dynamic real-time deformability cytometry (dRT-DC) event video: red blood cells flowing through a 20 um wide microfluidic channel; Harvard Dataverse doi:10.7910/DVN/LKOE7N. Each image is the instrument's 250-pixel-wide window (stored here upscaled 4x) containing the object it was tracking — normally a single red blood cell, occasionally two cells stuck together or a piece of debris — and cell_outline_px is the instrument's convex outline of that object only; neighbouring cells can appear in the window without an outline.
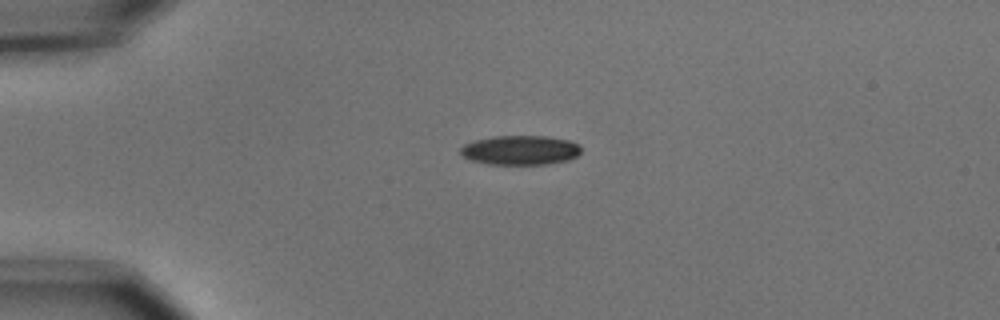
{"species": "common noctule bat (a hibernating species)", "species_latin": "Nyctalus noctula", "temperature_condition": "cold", "stored_images_in_passage": 42, "camera_frame_rate_fps": 3000, "um_per_image_px": 0.085, "animal": {"sex": "male", "body_mass_g": 15.6}, "frame": {"image": 1, "passage_image": 1, "time_ms": 0.0, "image_size_px": [1000, 320], "cell_outline_px": [[580, 152], [576, 156], [568, 160], [548, 164], [488, 164], [472, 160], [464, 156], [460, 152], [460, 148], [464, 144], [476, 140], [496, 136], [548, 136], [568, 140], [580, 144]], "centroid_in_image_um": [44.25, 12.76], "position_along_channel_um": 40.8, "area_um2": 20.58}}
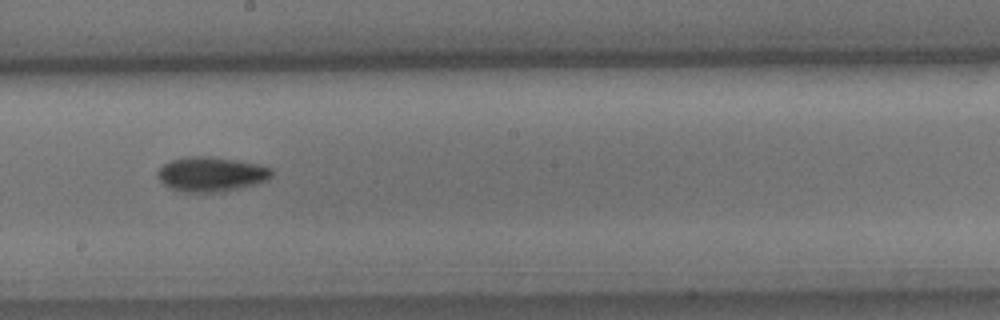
{"frame": {"image": 2, "passage_image": 19, "time_ms": 6.0, "image_size_px": [1000, 320], "cell_outline_px": [[272, 176], [268, 180], [256, 184], [224, 192], [184, 192], [168, 188], [156, 176], [156, 172], [164, 164], [172, 160], [188, 156], [212, 156], [236, 160], [256, 164], [272, 168]], "centroid_in_image_um": [17.94, 14.81], "position_along_channel_um": 230.3, "area_um2": 23.24}}
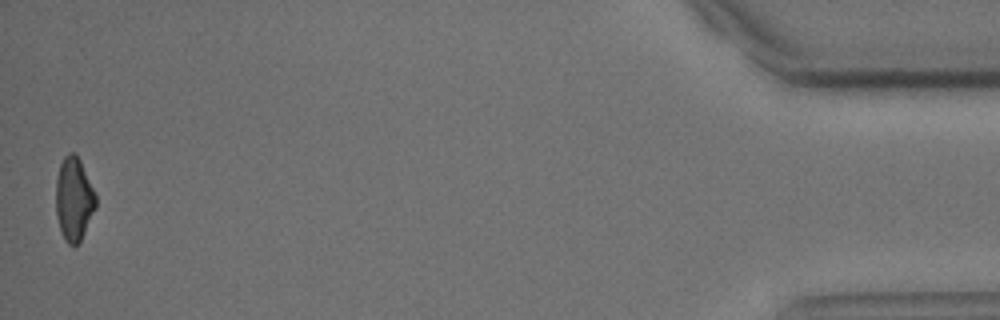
{"frame": {"image": 3, "passage_image": 42, "time_ms": 13.667, "image_size_px": [1000, 320], "cell_outline_px": [[96, 208], [80, 240], [76, 244], [68, 244], [64, 240], [60, 232], [56, 216], [56, 176], [60, 164], [64, 156], [68, 152], [76, 152], [80, 160], [96, 196]], "centroid_in_image_um": [6.25, 16.9], "position_along_channel_um": 428.9, "area_um2": 19.42}, "authors_computed_cell_mechanics": {"area_um2": 21.1259, "velocity_mm_per_s": 3.6894, "shape_relaxation_time_tau1_ms": 3.5775, "shape_relaxation_time_tau2_ms": null, "deformation_change_tau1": 0.1153, "deformation_change_tau2": null}}